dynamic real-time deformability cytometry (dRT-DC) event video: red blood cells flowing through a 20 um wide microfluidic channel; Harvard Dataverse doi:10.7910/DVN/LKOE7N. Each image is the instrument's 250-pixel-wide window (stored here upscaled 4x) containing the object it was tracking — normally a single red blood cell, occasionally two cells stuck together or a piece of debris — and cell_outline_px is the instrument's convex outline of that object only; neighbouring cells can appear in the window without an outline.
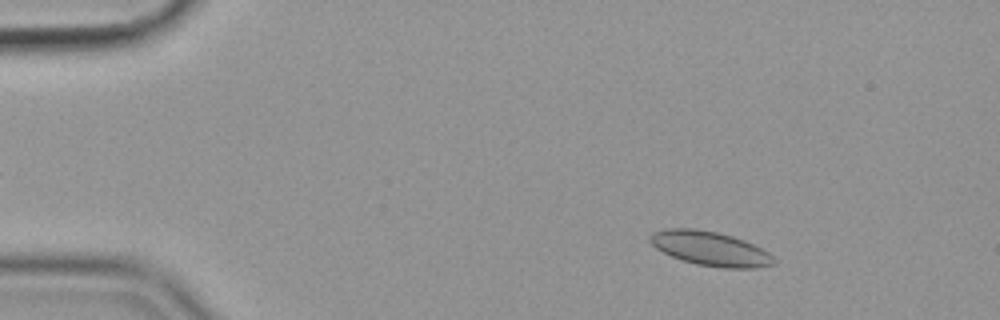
{"species": "common noctule bat (a hibernating species)", "species_latin": "Nyctalus noctula", "temperature_condition": "cold", "stored_images_in_passage": 56, "camera_frame_rate_fps": 3000, "um_per_image_px": 0.085, "animal": {"sex": "female", "body_mass_g": 19.9}, "frame": {"image": 1, "passage_image": 8, "time_ms": 2.333, "image_size_px": [1000, 320], "cell_outline_px": [[772, 264], [756, 268], [724, 268], [696, 264], [680, 260], [656, 248], [648, 240], [648, 236], [652, 232], [668, 228], [692, 228], [716, 232], [732, 236], [744, 240], [768, 252], [772, 256]], "centroid_in_image_um": [60.31, 21.12], "position_along_channel_um": 24.7, "area_um2": 24.51}}
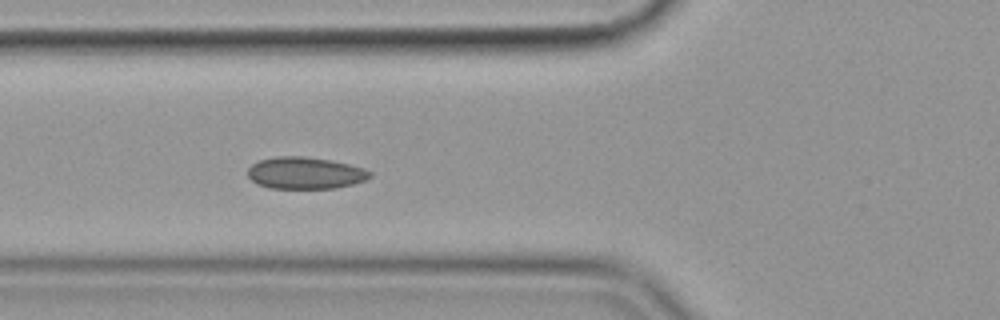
{"frame": {"image": 2, "passage_image": 21, "time_ms": 6.667, "image_size_px": [1000, 320], "cell_outline_px": [[372, 176], [364, 180], [352, 184], [336, 188], [268, 188], [256, 184], [248, 176], [248, 168], [252, 164], [260, 160], [276, 156], [304, 156], [328, 160], [348, 164], [364, 168], [372, 172]], "centroid_in_image_um": [25.92, 14.71], "position_along_channel_um": 99.9, "area_um2": 22.66}}
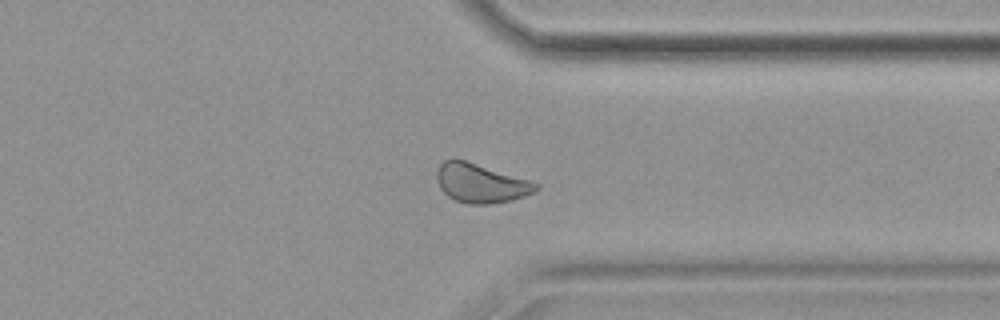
{"frame": {"image": 3, "passage_image": 44, "time_ms": 14.333, "image_size_px": [1000, 320], "cell_outline_px": [[540, 188], [524, 196], [512, 200], [488, 204], [468, 204], [456, 200], [448, 196], [440, 188], [436, 176], [436, 172], [440, 164], [444, 160], [464, 160], [532, 180], [540, 184]], "centroid_in_image_um": [40.89, 15.58], "position_along_channel_um": 370.5, "area_um2": 22.48}, "authors_computed_cell_mechanics": {"area_um2": 22.8888, "velocity_mm_per_s": 3.53, "shape_relaxation_time_tau1_ms": 5.9718, "shape_relaxation_time_tau2_ms": 2.4964, "deformation_change_tau1": 0.0793, "deformation_change_tau2": 0.0815}}